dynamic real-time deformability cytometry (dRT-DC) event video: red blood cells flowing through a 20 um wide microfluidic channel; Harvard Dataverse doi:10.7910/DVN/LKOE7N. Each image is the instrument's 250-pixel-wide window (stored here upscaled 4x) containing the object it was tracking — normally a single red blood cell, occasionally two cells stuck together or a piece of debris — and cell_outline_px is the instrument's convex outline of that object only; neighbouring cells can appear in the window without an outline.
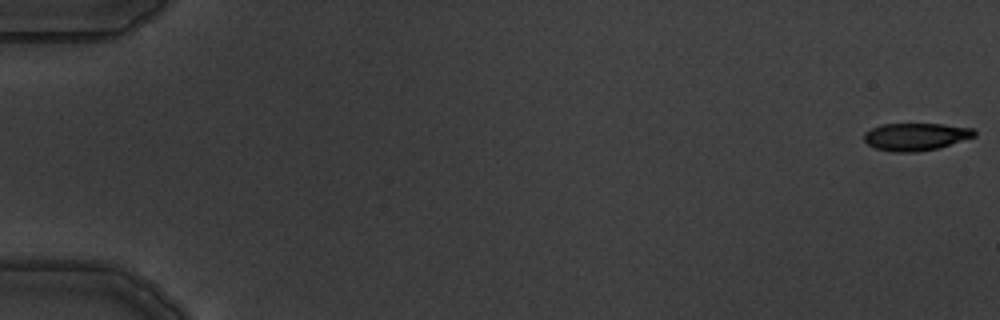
{"species": "common noctule bat (a hibernating species)", "species_latin": "Nyctalus noctula", "temperature_condition": "warm", "stored_images_in_passage": 6, "camera_frame_rate_fps": 3000, "um_per_image_px": 0.085, "animal": {"sex": "male", "body_mass_g": 19.5, "forearm_length_mm": 54.6}, "frame": {"image": 1, "passage_image": 1, "time_ms": 0.0, "image_size_px": [1000, 320], "cell_outline_px": [[976, 136], [940, 148], [916, 152], [892, 152], [876, 148], [868, 144], [864, 140], [864, 132], [872, 128], [884, 124], [944, 124], [972, 128], [976, 132]], "centroid_in_image_um": [77.86, 11.62], "position_along_channel_um": 7.1, "area_um2": 17.74}}
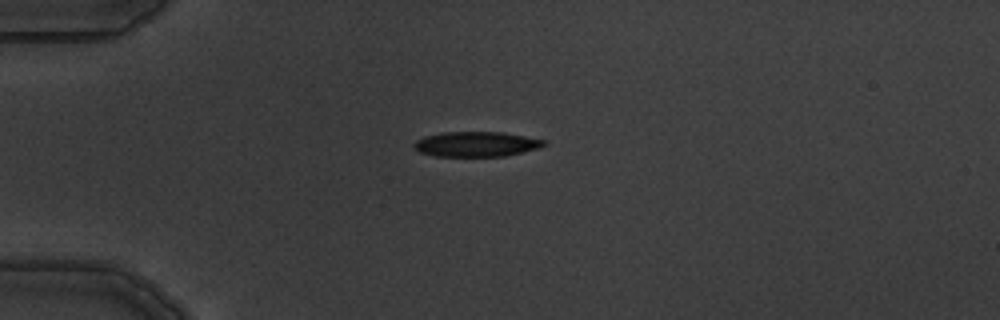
{"frame": {"image": 2, "passage_image": 5, "time_ms": 4.667, "image_size_px": [1000, 320], "cell_outline_px": [[548, 144], [540, 148], [504, 156], [432, 156], [420, 152], [412, 144], [416, 140], [424, 136], [444, 132], [504, 132], [544, 140]], "centroid_in_image_um": [40.48, 12.25], "position_along_channel_um": 44.5, "area_um2": 18.96}}